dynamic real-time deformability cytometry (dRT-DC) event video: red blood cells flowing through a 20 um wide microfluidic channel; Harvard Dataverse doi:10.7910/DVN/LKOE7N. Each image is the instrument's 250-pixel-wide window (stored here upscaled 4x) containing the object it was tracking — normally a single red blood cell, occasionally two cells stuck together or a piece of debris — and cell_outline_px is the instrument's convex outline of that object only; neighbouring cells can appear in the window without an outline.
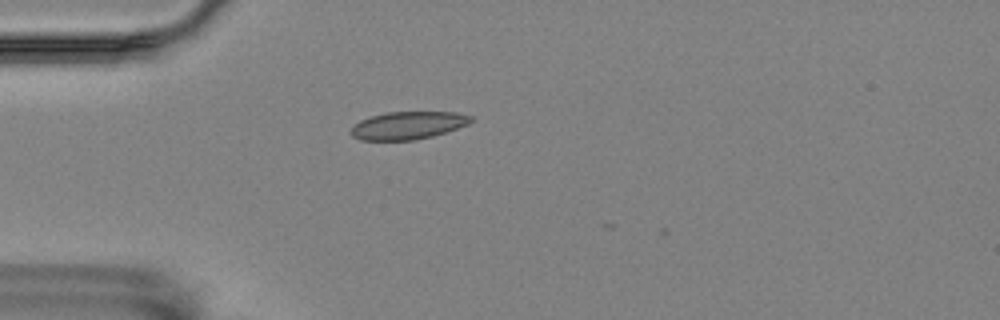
{"species": "Egyptian fruit bat (a non-hibernating species)", "species_latin": "Rousettus aegyptiacus", "temperature_condition": "room temperature", "stored_images_in_passage": 3, "camera_frame_rate_fps": 3000, "um_per_image_px": 0.085, "animal": {"sex": "female"}, "frame": {"image": 1, "passage_image": 2, "time_ms": 0.333, "image_size_px": [1000, 320], "cell_outline_px": [[472, 120], [468, 124], [432, 136], [416, 140], [360, 140], [352, 136], [348, 132], [352, 124], [368, 116], [384, 112], [456, 112], [472, 116]], "centroid_in_image_um": [34.59, 10.65], "position_along_channel_um": 50.4, "area_um2": 19.59}}